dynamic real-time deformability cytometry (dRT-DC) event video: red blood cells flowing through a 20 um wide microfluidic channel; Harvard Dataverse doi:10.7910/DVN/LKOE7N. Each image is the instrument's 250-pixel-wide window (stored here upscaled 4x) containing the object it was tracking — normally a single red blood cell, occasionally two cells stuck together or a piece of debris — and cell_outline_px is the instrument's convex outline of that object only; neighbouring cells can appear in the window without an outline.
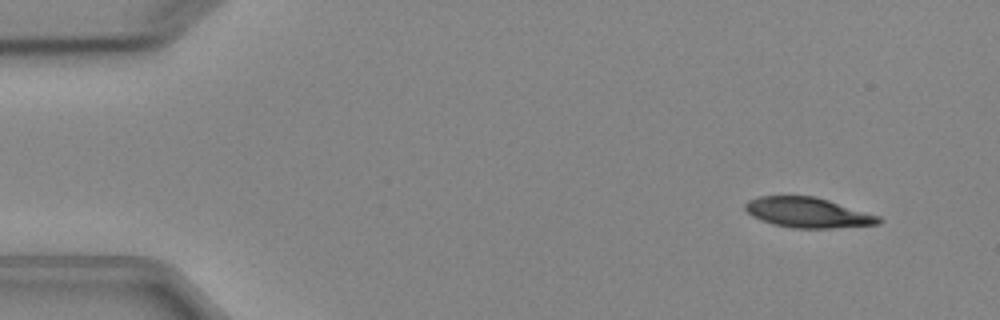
{"species": "Egyptian fruit bat (a non-hibernating species)", "species_latin": "Rousettus aegyptiacus", "temperature_condition": "cold", "stored_images_in_passage": 3, "camera_frame_rate_fps": 3000, "um_per_image_px": 0.085, "animal": {"sex": "female"}, "frame": {"image": 1, "passage_image": 1, "time_ms": 0.0, "image_size_px": [1000, 320], "cell_outline_px": [[884, 220], [880, 224], [832, 228], [792, 228], [776, 224], [752, 216], [744, 208], [744, 204], [748, 200], [760, 196], [816, 196], [880, 216]], "centroid_in_image_um": [68.71, 18.06], "position_along_channel_um": 16.3, "area_um2": 23.35}}
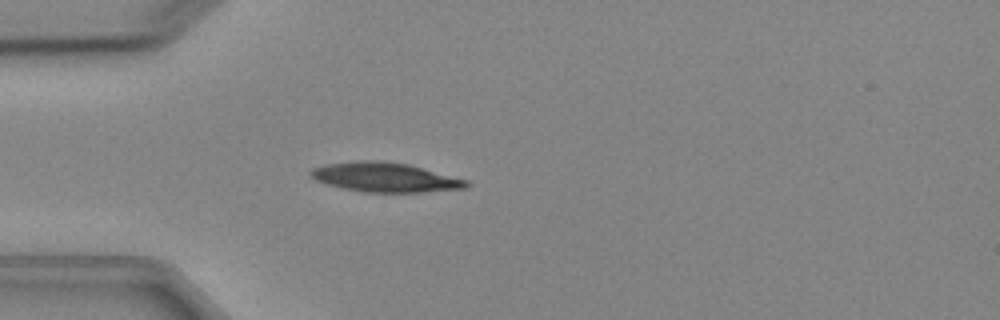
{"frame": {"image": 2, "passage_image": 3, "time_ms": 3.333, "image_size_px": [1000, 320], "cell_outline_px": [[472, 184], [468, 188], [420, 192], [360, 192], [328, 184], [316, 180], [308, 176], [308, 172], [312, 168], [324, 164], [356, 160], [380, 160], [408, 164], [468, 180]], "centroid_in_image_um": [32.71, 15.06], "position_along_channel_um": 52.3, "area_um2": 26.93}}